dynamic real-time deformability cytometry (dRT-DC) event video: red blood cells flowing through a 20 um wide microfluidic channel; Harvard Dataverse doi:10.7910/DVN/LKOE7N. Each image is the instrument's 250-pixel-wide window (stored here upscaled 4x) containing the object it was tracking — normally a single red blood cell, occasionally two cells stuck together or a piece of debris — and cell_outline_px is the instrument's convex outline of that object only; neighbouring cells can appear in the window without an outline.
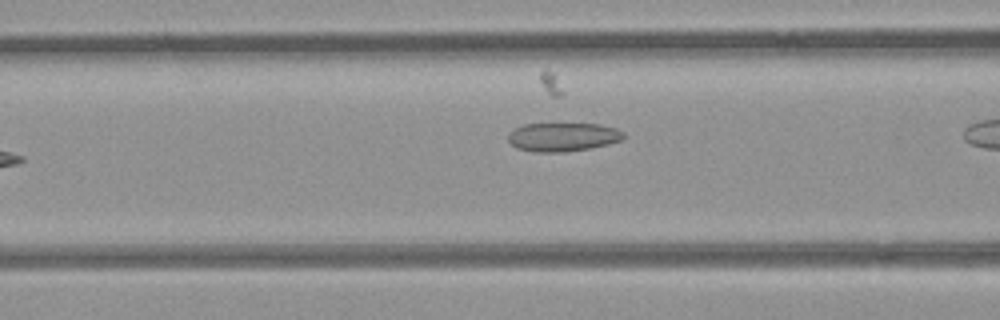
{"species": "common noctule bat (a hibernating species)", "species_latin": "Nyctalus noctula", "temperature_condition": "room temperature", "stored_images_in_passage": 5, "camera_frame_rate_fps": 3000, "um_per_image_px": 0.085, "animal": {"sex": "female", "body_mass_g": 21.9}, "frame": {"image": 1, "passage_image": 3, "time_ms": 2.333, "image_size_px": [1000, 320], "cell_outline_px": [[624, 136], [620, 140], [608, 144], [588, 148], [564, 152], [536, 152], [516, 148], [508, 140], [508, 132], [524, 124], [600, 124], [616, 128], [624, 132]], "centroid_in_image_um": [47.82, 11.64], "position_along_channel_um": 118.8, "area_um2": 19.19}}
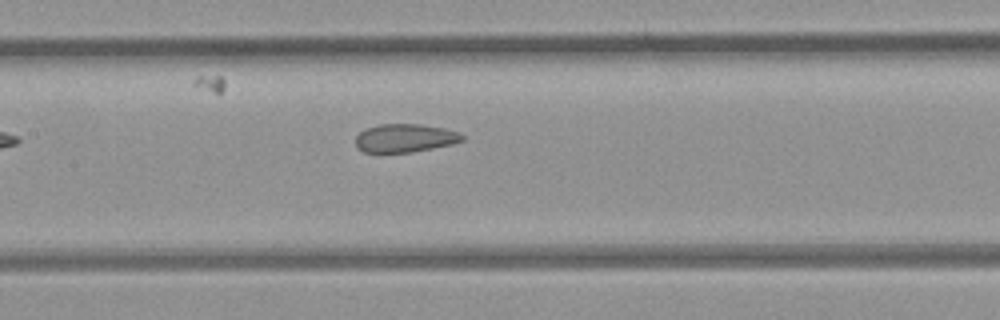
{"frame": {"image": 2, "passage_image": 5, "time_ms": 4.667, "image_size_px": [1000, 320], "cell_outline_px": [[464, 140], [452, 144], [412, 152], [364, 152], [356, 148], [356, 136], [364, 128], [380, 124], [420, 124], [444, 128], [460, 132], [464, 136]], "centroid_in_image_um": [34.42, 11.73], "position_along_channel_um": 173.0, "area_um2": 17.69}}